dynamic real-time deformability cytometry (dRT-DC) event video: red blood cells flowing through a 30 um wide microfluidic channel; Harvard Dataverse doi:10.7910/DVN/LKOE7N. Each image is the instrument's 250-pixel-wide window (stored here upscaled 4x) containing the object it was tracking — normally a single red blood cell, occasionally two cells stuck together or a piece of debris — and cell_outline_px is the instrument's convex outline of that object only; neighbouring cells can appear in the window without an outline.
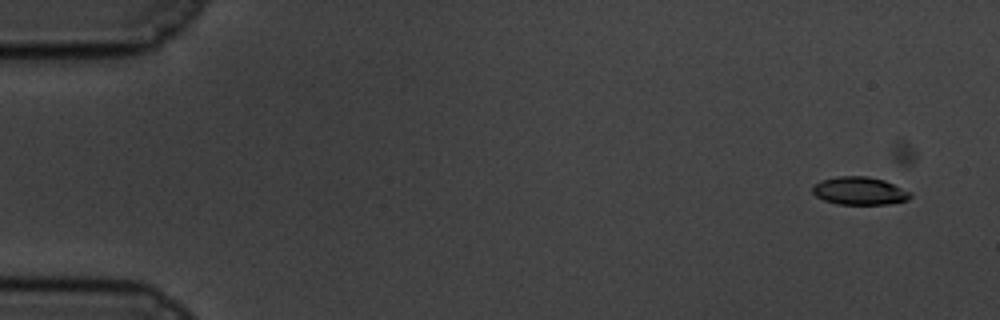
{"species": "common noctule bat (a hibernating species)", "species_latin": "Nyctalus noctula", "temperature_condition": "cold", "stored_images_in_passage": 28, "camera_frame_rate_fps": 3000, "um_per_image_px": 0.085, "animal": {"sex": "male", "body_mass_g": 19.5, "forearm_length_mm": 54.6}, "frame": {"image": 1, "passage_image": 5, "time_ms": 1.333, "image_size_px": [1000, 320], "cell_outline_px": [[912, 196], [908, 200], [888, 204], [836, 204], [824, 200], [816, 196], [812, 192], [812, 188], [820, 180], [836, 176], [868, 176], [884, 180], [912, 192]], "centroid_in_image_um": [73.07, 16.22], "position_along_channel_um": 11.9, "area_um2": 16.01}}
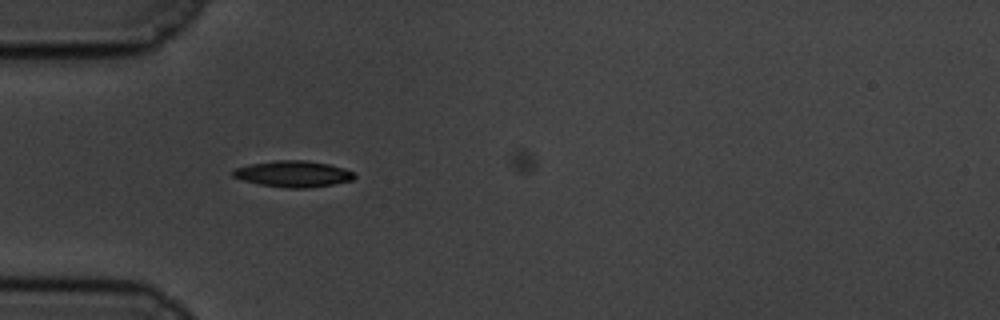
{"frame": {"image": 2, "passage_image": 20, "time_ms": 6.333, "image_size_px": [1000, 320], "cell_outline_px": [[356, 176], [352, 180], [332, 184], [308, 188], [288, 188], [260, 184], [244, 180], [232, 176], [232, 172], [236, 168], [248, 164], [276, 160], [304, 160], [328, 164], [344, 168], [352, 172]], "centroid_in_image_um": [24.91, 14.77], "position_along_channel_um": 60.1, "area_um2": 18.38}}
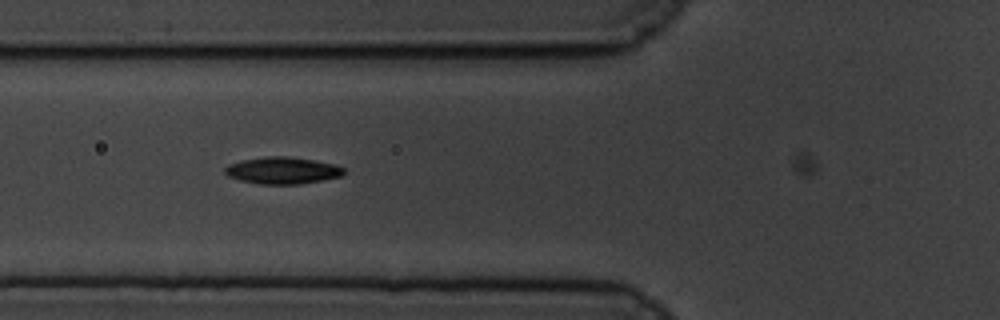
{"frame": {"image": 3, "passage_image": 24, "time_ms": 7.667, "image_size_px": [1000, 320], "cell_outline_px": [[344, 172], [340, 176], [300, 184], [260, 184], [240, 180], [228, 176], [224, 172], [224, 168], [228, 164], [244, 160], [268, 156], [284, 156], [312, 160], [336, 164], [344, 168]], "centroid_in_image_um": [23.99, 14.49], "position_along_channel_um": 101.8, "area_um2": 18.38}}